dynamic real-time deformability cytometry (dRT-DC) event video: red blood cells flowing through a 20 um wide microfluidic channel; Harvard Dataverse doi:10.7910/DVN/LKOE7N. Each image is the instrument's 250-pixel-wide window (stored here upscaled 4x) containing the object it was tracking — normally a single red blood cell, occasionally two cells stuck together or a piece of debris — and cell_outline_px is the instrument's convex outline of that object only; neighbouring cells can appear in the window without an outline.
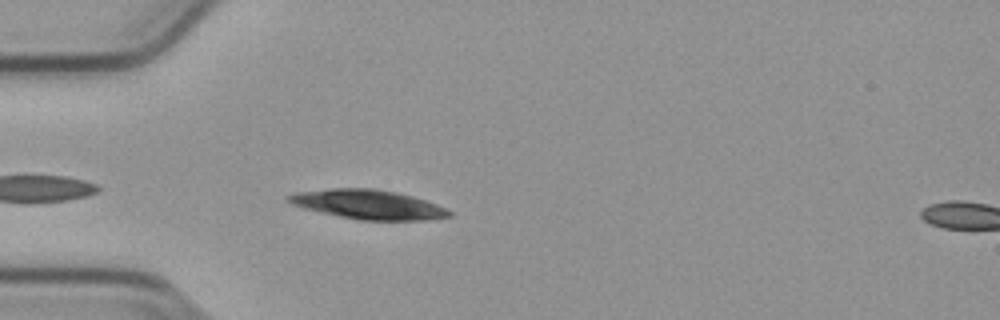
{"species": "common noctule bat (a hibernating species)", "species_latin": "Nyctalus noctula", "temperature_condition": "cold", "stored_images_in_passage": 41, "camera_frame_rate_fps": 3000, "um_per_image_px": 0.085, "animal": {"sex": "male", "body_mass_g": 23.1, "forearm_length_mm": 52.7}, "frame": {"image": 1, "passage_image": 3, "time_ms": 0.667, "image_size_px": [1000, 320], "cell_outline_px": [[452, 216], [428, 220], [360, 220], [320, 212], [304, 208], [292, 204], [284, 200], [284, 196], [292, 192], [332, 188], [372, 188], [396, 192], [412, 196], [436, 204], [452, 212]], "centroid_in_image_um": [31.23, 17.37], "position_along_channel_um": 53.8, "area_um2": 27.57}}
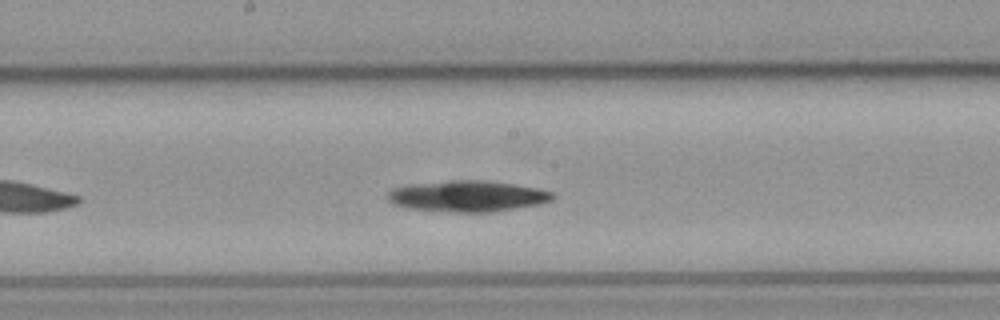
{"frame": {"image": 2, "passage_image": 16, "time_ms": 5.0, "image_size_px": [1000, 320], "cell_outline_px": [[556, 196], [552, 200], [540, 204], [492, 212], [456, 212], [408, 208], [392, 204], [388, 200], [388, 192], [396, 188], [408, 184], [448, 180], [484, 180], [512, 184], [536, 188], [552, 192]], "centroid_in_image_um": [39.74, 16.67], "position_along_channel_um": 208.5, "area_um2": 29.82}}
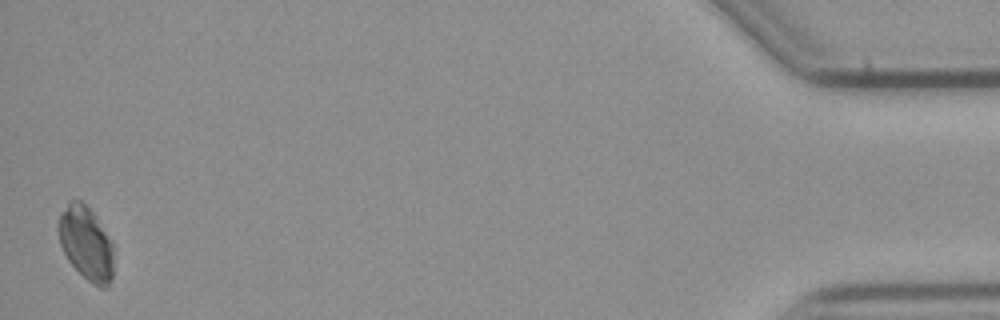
{"frame": {"image": 3, "passage_image": 41, "time_ms": 13.333, "image_size_px": [1000, 320], "cell_outline_px": [[116, 248], [112, 276], [108, 288], [100, 288], [92, 284], [68, 260], [60, 244], [56, 228], [56, 220], [68, 200], [80, 200], [96, 216], [112, 240]], "centroid_in_image_um": [7.34, 20.67], "position_along_channel_um": 427.9, "area_um2": 24.45}, "authors_computed_cell_mechanics": {"area_um2": 27.8596, "velocity_mm_per_s": 3.7694, "shape_relaxation_time_tau1_ms": 10.6497, "shape_relaxation_time_tau2_ms": null, "deformation_change_tau1": 0.232, "deformation_change_tau2": null}}